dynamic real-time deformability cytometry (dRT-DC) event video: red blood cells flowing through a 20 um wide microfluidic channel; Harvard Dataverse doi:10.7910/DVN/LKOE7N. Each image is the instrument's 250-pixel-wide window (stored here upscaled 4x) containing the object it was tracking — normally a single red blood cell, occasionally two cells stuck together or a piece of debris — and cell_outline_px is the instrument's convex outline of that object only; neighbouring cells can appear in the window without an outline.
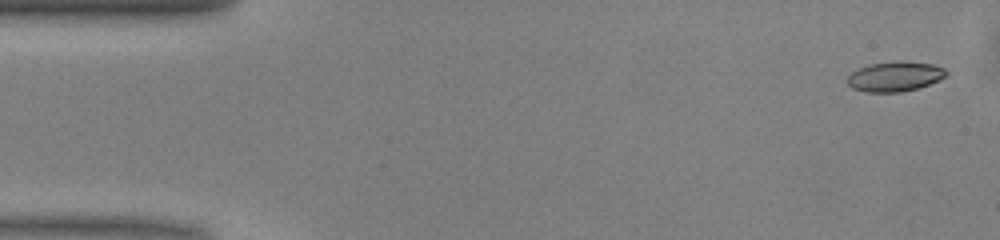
{"species": "common noctule bat (a hibernating species)", "species_latin": "Nyctalus noctula", "temperature_condition": "warm", "stored_images_in_passage": 50, "camera_frame_rate_fps": 3000, "um_per_image_px": 0.085, "animal": {"sex": "male", "body_mass_g": 13.0, "forearm_length_mm": 53.1}, "frame": {"image": 1, "passage_image": 2, "time_ms": 0.333, "image_size_px": [1000, 240], "cell_outline_px": [[948, 76], [940, 80], [916, 88], [900, 92], [864, 92], [852, 88], [848, 84], [848, 76], [852, 72], [860, 68], [872, 64], [892, 60], [904, 60], [932, 64], [944, 68], [948, 72]], "centroid_in_image_um": [76.1, 6.48], "position_along_channel_um": 8.9, "area_um2": 17.34}}
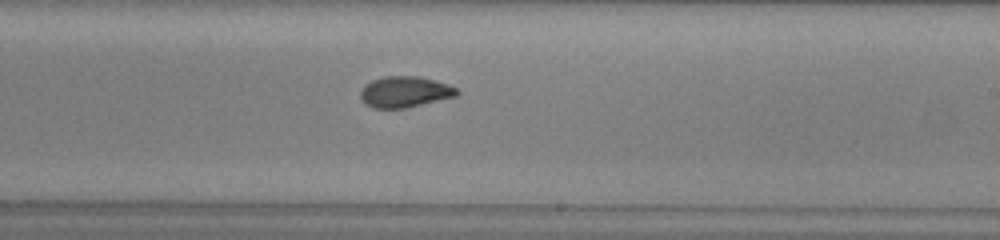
{"frame": {"image": 2, "passage_image": 29, "time_ms": 9.333, "image_size_px": [1000, 240], "cell_outline_px": [[460, 92], [456, 96], [404, 108], [372, 108], [364, 104], [360, 96], [360, 92], [372, 80], [384, 76], [420, 76], [448, 84], [456, 88]], "centroid_in_image_um": [34.41, 7.81], "position_along_channel_um": 254.6, "area_um2": 17.28}}
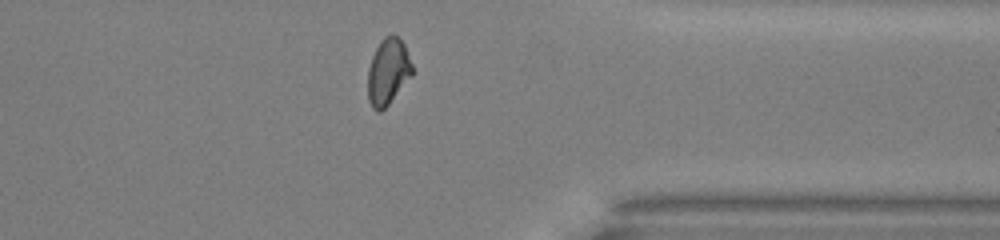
{"frame": {"image": 3, "passage_image": 39, "time_ms": 12.667, "image_size_px": [1000, 240], "cell_outline_px": [[412, 76], [388, 104], [380, 112], [376, 112], [372, 108], [368, 100], [368, 68], [372, 56], [380, 40], [384, 36], [392, 32], [404, 44], [412, 64]], "centroid_in_image_um": [32.97, 6.08], "position_along_channel_um": 378.4, "area_um2": 17.22}, "authors_computed_cell_mechanics": {"area_um2": 17.2822, "velocity_mm_per_s": 4.0724, "shape_relaxation_time_tau1_ms": 4.0754, "shape_relaxation_time_tau2_ms": 1.421, "deformation_change_tau1": 0.1501, "deformation_change_tau2": 0.0748}}